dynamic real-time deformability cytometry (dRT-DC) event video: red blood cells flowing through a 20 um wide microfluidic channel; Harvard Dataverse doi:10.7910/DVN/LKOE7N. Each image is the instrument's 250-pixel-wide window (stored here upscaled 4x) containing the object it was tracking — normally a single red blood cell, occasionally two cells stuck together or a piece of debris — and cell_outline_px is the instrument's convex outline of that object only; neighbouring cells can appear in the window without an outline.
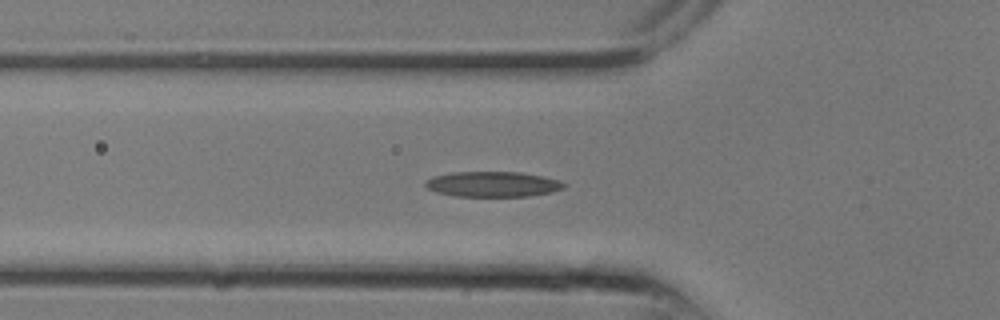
{"species": "common noctule bat (a hibernating species)", "species_latin": "Nyctalus noctula", "temperature_condition": "room temperature", "stored_images_in_passage": 10, "segment_of_instrument_passage": [2, 2], "camera_frame_rate_fps": 3000, "um_per_image_px": 0.085, "animal": {"sex": "male", "body_mass_g": 13.3}, "frame": {"image": 1, "passage_image": 10, "time_ms": 3.0, "image_size_px": [1000, 320], "cell_outline_px": [[568, 184], [564, 188], [552, 192], [528, 196], [456, 196], [436, 192], [424, 188], [424, 180], [432, 176], [452, 172], [520, 172], [544, 176], [560, 180]], "centroid_in_image_um": [41.87, 15.65], "position_along_channel_um": 83.9, "area_um2": 20.75}}